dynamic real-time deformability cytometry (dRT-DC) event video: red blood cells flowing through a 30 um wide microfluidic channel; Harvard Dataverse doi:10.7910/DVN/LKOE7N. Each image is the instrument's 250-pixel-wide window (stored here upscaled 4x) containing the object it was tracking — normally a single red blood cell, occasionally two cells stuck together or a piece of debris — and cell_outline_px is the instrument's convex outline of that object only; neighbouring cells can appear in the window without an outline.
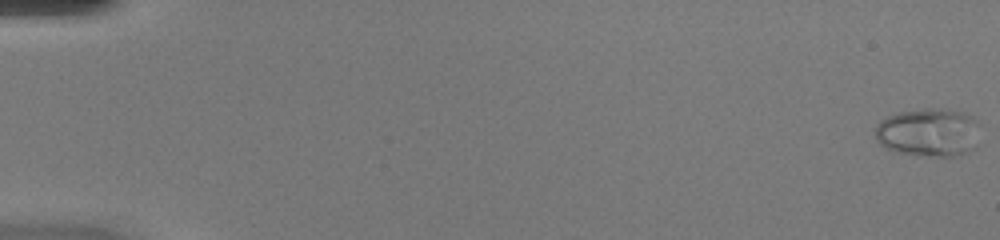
{"species": "common noctule bat (a hibernating species)", "species_latin": "Nyctalus noctula", "temperature_condition": "warm", "stored_images_in_passage": 47, "camera_frame_rate_fps": 3000, "um_per_image_px": 0.085, "animal": {"sex": "female", "body_mass_g": 20.0, "forearm_length_mm": 54.0}, "frame": {"image": 1, "passage_image": 1, "time_ms": 0.0, "image_size_px": [1000, 240], "cell_outline_px": [[980, 124], [976, 148], [960, 156], [916, 156], [896, 152], [880, 144], [876, 140], [876, 124], [880, 120], [888, 116], [900, 112], [924, 108], [940, 108], [964, 112], [976, 116]], "centroid_in_image_um": [78.99, 11.26], "position_along_channel_um": 6.0, "area_um2": 30.35}}
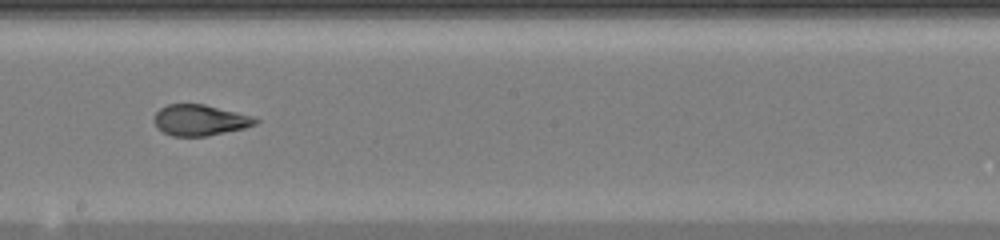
{"frame": {"image": 2, "passage_image": 29, "time_ms": 9.333, "image_size_px": [1000, 240], "cell_outline_px": [[260, 120], [256, 124], [244, 128], [208, 136], [172, 136], [156, 128], [156, 112], [160, 108], [168, 104], [204, 104], [252, 116]], "centroid_in_image_um": [17.0, 10.21], "position_along_channel_um": 231.2, "area_um2": 18.09}}
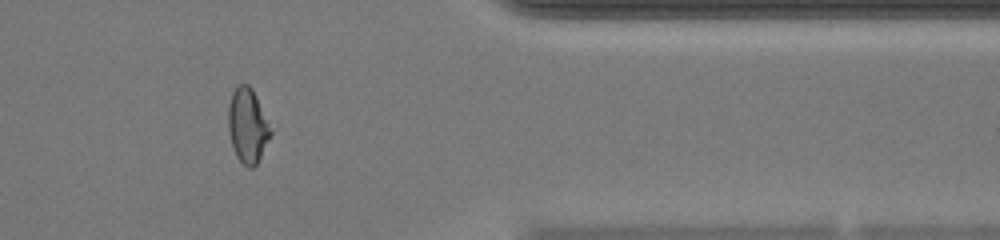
{"frame": {"image": 3, "passage_image": 41, "time_ms": 13.333, "image_size_px": [1000, 240], "cell_outline_px": [[272, 132], [256, 164], [252, 168], [248, 168], [236, 156], [232, 144], [228, 128], [228, 104], [232, 92], [240, 84], [248, 84], [252, 88], [256, 96]], "centroid_in_image_um": [21.02, 10.66], "position_along_channel_um": 390.4, "area_um2": 17.98}, "authors_computed_cell_mechanics": {"area_um2": 19.8832, "velocity_mm_per_s": 4.367, "shape_relaxation_time_tau1_ms": null, "shape_relaxation_time_tau2_ms": 0.8817, "deformation_change_tau1": null, "deformation_change_tau2": 0.0792}}